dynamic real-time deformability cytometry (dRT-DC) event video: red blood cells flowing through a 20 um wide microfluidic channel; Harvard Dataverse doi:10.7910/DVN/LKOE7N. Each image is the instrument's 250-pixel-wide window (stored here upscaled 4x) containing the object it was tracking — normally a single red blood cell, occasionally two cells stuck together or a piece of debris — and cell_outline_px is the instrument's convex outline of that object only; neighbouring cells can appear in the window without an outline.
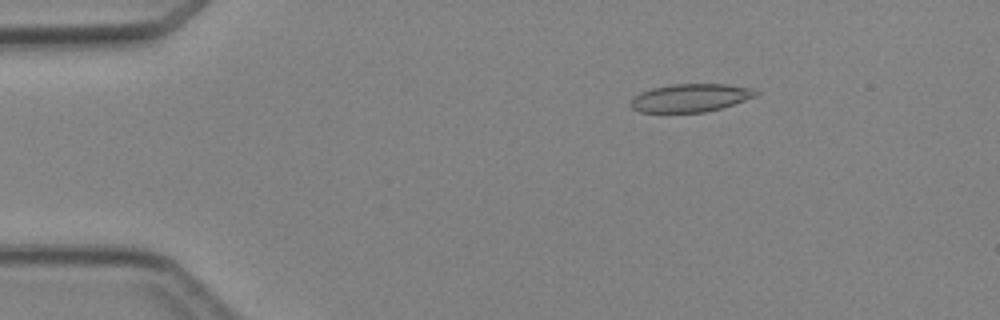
{"species": "Egyptian fruit bat (a non-hibernating species)", "species_latin": "Rousettus aegyptiacus", "temperature_condition": "cold", "stored_images_in_passage": 5, "camera_frame_rate_fps": 3000, "um_per_image_px": 0.085, "animal": {"sex": "female"}, "frame": {"image": 1, "passage_image": 3, "time_ms": 2.333, "image_size_px": [1000, 320], "cell_outline_px": [[760, 92], [756, 96], [720, 108], [704, 112], [640, 112], [632, 108], [632, 100], [640, 92], [652, 88], [672, 84], [728, 84], [756, 88]], "centroid_in_image_um": [58.74, 8.3], "position_along_channel_um": 26.3, "area_um2": 20.35}}
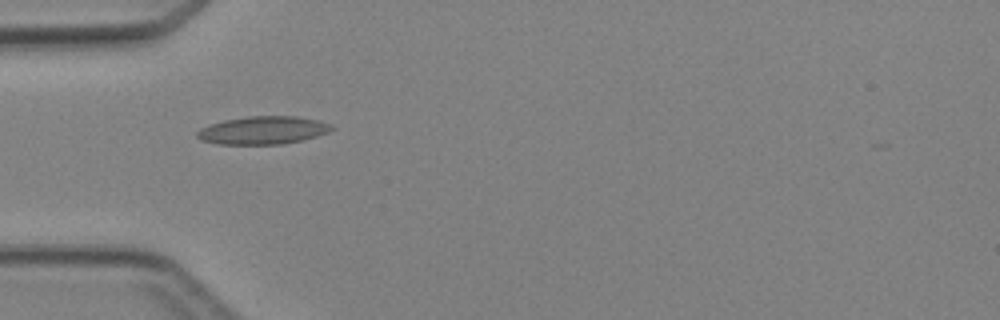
{"frame": {"image": 2, "passage_image": 4, "time_ms": 4.667, "image_size_px": [1000, 320], "cell_outline_px": [[336, 128], [328, 132], [316, 136], [300, 140], [280, 144], [216, 144], [204, 140], [196, 136], [196, 132], [200, 128], [208, 124], [224, 120], [248, 116], [296, 116], [316, 120], [332, 124]], "centroid_in_image_um": [22.34, 11.06], "position_along_channel_um": 62.7, "area_um2": 21.85}}
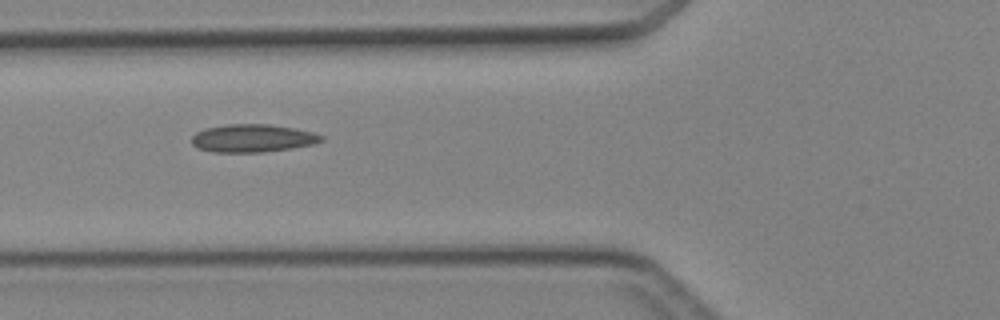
{"frame": {"image": 3, "passage_image": 5, "time_ms": 5.667, "image_size_px": [1000, 320], "cell_outline_px": [[324, 140], [312, 144], [292, 148], [260, 152], [212, 152], [196, 148], [192, 144], [192, 136], [196, 132], [204, 128], [228, 124], [268, 124], [296, 128], [312, 132], [324, 136]], "centroid_in_image_um": [21.45, 11.74], "position_along_channel_um": 104.4, "area_um2": 21.15}}